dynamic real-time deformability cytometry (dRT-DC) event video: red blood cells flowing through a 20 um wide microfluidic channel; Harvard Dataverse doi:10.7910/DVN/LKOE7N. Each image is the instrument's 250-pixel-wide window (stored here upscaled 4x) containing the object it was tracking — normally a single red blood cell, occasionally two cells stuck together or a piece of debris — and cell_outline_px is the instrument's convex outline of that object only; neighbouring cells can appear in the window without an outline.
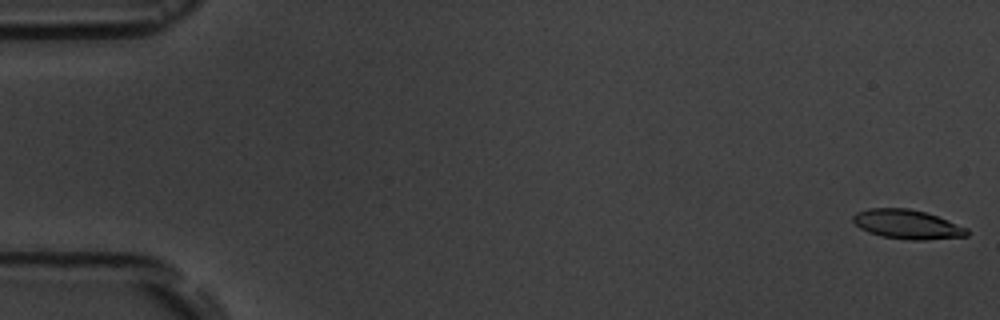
{"species": "common noctule bat (a hibernating species)", "species_latin": "Nyctalus noctula", "temperature_condition": "room temperature", "stored_images_in_passage": 7, "camera_frame_rate_fps": 3000, "um_per_image_px": 0.085, "animal": {"sex": "male", "body_mass_g": 19.5, "forearm_length_mm": 54.6}, "frame": {"image": 1, "passage_image": 1, "time_ms": 0.0, "image_size_px": [1000, 320], "cell_outline_px": [[968, 236], [924, 240], [908, 240], [880, 236], [868, 232], [860, 228], [852, 220], [852, 216], [856, 212], [868, 208], [908, 208], [924, 212], [936, 216], [968, 228]], "centroid_in_image_um": [77.08, 19.07], "position_along_channel_um": 7.9, "area_um2": 19.42}}
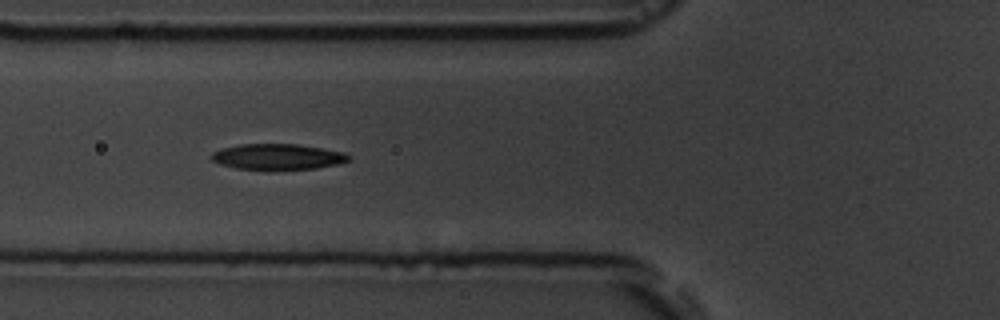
{"frame": {"image": 2, "passage_image": 6, "time_ms": 6.667, "image_size_px": [1000, 320], "cell_outline_px": [[352, 156], [348, 160], [340, 164], [316, 168], [236, 168], [220, 164], [212, 160], [208, 156], [212, 152], [224, 148], [240, 144], [296, 144], [344, 152]], "centroid_in_image_um": [23.6, 13.3], "position_along_channel_um": 102.2, "area_um2": 20.11}}
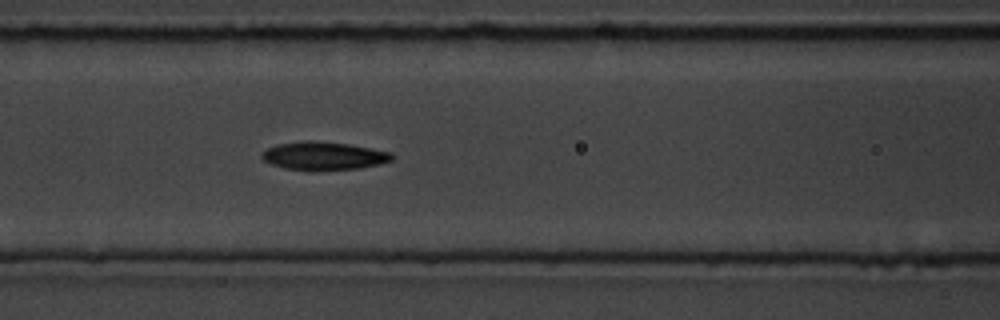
{"frame": {"image": 3, "passage_image": 7, "time_ms": 7.667, "image_size_px": [1000, 320], "cell_outline_px": [[392, 160], [360, 168], [284, 168], [272, 164], [264, 160], [260, 156], [260, 152], [276, 144], [304, 140], [312, 140], [348, 144], [392, 152]], "centroid_in_image_um": [27.47, 13.2], "position_along_channel_um": 139.1, "area_um2": 20.58}}